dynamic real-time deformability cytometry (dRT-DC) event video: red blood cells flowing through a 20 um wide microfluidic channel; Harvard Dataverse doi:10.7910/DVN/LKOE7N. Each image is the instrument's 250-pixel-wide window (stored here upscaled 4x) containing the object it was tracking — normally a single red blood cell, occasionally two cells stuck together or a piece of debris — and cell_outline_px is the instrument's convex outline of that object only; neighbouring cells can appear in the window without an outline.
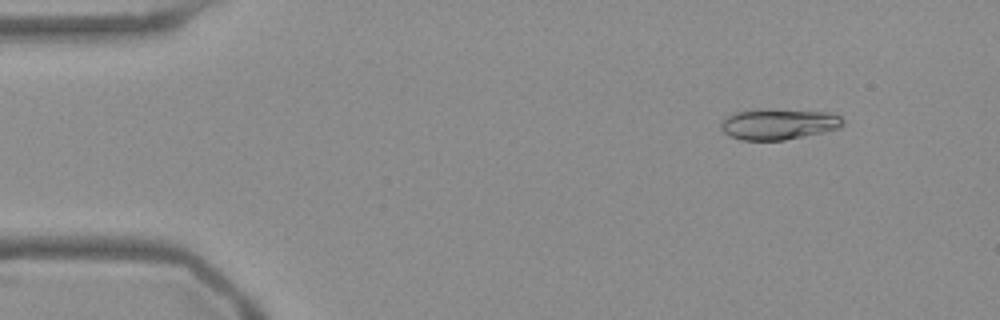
{"species": "Egyptian fruit bat (a non-hibernating species)", "species_latin": "Rousettus aegyptiacus", "temperature_condition": "warm", "stored_images_in_passage": 53, "camera_frame_rate_fps": 3000, "um_per_image_px": 0.085, "frame": {"image": 1, "passage_image": 6, "time_ms": 1.667, "image_size_px": [1000, 320], "cell_outline_px": [[844, 124], [840, 128], [824, 132], [784, 140], [740, 140], [724, 132], [720, 128], [720, 120], [736, 112], [760, 108], [764, 108], [828, 112], [840, 116], [844, 120]], "centroid_in_image_um": [66.17, 10.53], "position_along_channel_um": 18.8, "area_um2": 22.2}}
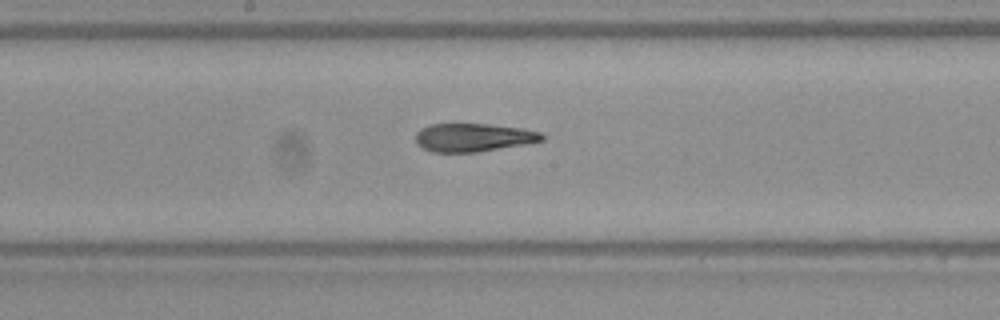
{"frame": {"image": 2, "passage_image": 28, "time_ms": 9.0, "image_size_px": [1000, 320], "cell_outline_px": [[544, 140], [528, 144], [476, 152], [432, 152], [416, 144], [416, 132], [420, 128], [428, 124], [488, 124], [520, 128], [540, 132], [544, 136]], "centroid_in_image_um": [40.22, 11.68], "position_along_channel_um": 208.0, "area_um2": 20.87}}
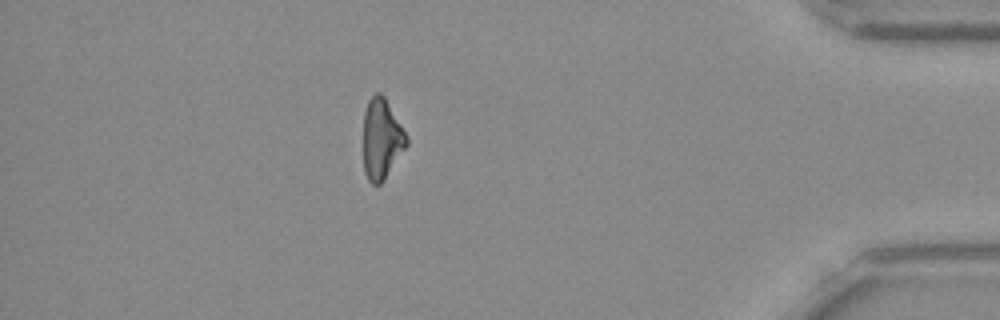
{"frame": {"image": 3, "passage_image": 47, "time_ms": 15.333, "image_size_px": [1000, 320], "cell_outline_px": [[408, 144], [384, 180], [380, 184], [372, 184], [368, 180], [364, 172], [364, 112], [368, 100], [376, 92], [380, 92], [384, 96], [408, 136]], "centroid_in_image_um": [32.44, 11.81], "position_along_channel_um": 402.8, "area_um2": 20.23}, "authors_computed_cell_mechanics": {"area_um2": 21.386, "velocity_mm_per_s": 3.7911, "shape_relaxation_time_tau1_ms": null, "shape_relaxation_time_tau2_ms": 5.0126, "deformation_change_tau1": null, "deformation_change_tau2": 0.1082}}